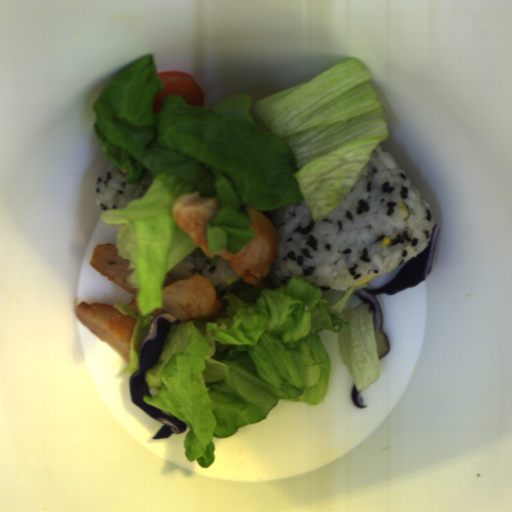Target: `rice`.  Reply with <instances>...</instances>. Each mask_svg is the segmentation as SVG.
I'll use <instances>...</instances> for the list:
<instances>
[{
  "label": "rice",
  "mask_w": 512,
  "mask_h": 512,
  "mask_svg": "<svg viewBox=\"0 0 512 512\" xmlns=\"http://www.w3.org/2000/svg\"><path fill=\"white\" fill-rule=\"evenodd\" d=\"M128 173V167L118 168L109 162L97 175L94 201L102 215L125 208L130 202L141 199L153 182L152 175L144 169L136 184H128Z\"/></svg>",
  "instance_id": "023b6e5f"
},
{
  "label": "rice",
  "mask_w": 512,
  "mask_h": 512,
  "mask_svg": "<svg viewBox=\"0 0 512 512\" xmlns=\"http://www.w3.org/2000/svg\"><path fill=\"white\" fill-rule=\"evenodd\" d=\"M260 211L277 234L275 260L265 277L274 290L298 275L321 293L347 292L416 257L436 226L430 206L380 144L348 193L320 221L303 200ZM384 237L391 239L385 248Z\"/></svg>",
  "instance_id": "652b925c"
},
{
  "label": "rice",
  "mask_w": 512,
  "mask_h": 512,
  "mask_svg": "<svg viewBox=\"0 0 512 512\" xmlns=\"http://www.w3.org/2000/svg\"><path fill=\"white\" fill-rule=\"evenodd\" d=\"M175 279H187L193 275L207 278L218 297L232 293L244 278L238 275L228 261L222 256L208 258L201 247L188 254L178 265L167 273Z\"/></svg>",
  "instance_id": "8eca5e8b"
}]
</instances>
